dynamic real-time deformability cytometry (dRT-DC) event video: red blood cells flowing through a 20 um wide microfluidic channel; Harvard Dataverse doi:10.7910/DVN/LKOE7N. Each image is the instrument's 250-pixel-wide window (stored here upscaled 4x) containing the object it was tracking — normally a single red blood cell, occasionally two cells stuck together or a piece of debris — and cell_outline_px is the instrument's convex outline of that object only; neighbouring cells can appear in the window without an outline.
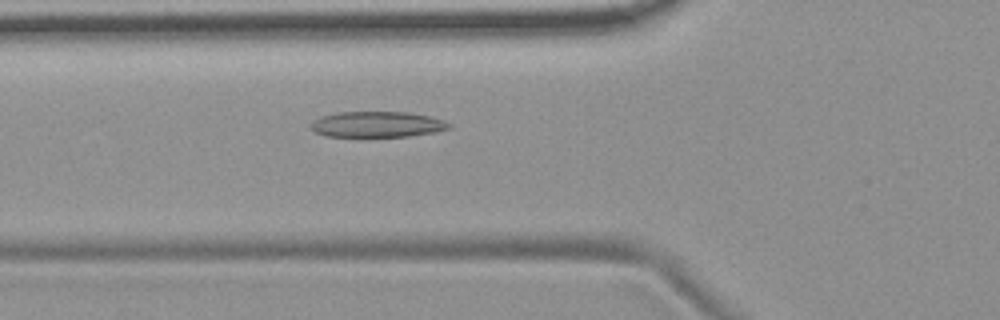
{"species": "common noctule bat (a hibernating species)", "species_latin": "Nyctalus noctula", "temperature_condition": "room temperature", "stored_images_in_passage": 54, "camera_frame_rate_fps": 3000, "um_per_image_px": 0.085, "animal": {"sex": "female", "body_mass_g": 19.9}, "frame": {"image": 1, "passage_image": 19, "time_ms": 6.0, "image_size_px": [1000, 320], "cell_outline_px": [[452, 128], [436, 132], [408, 136], [328, 136], [316, 132], [312, 128], [312, 120], [320, 116], [340, 112], [408, 112], [432, 116], [444, 120], [452, 124]], "centroid_in_image_um": [32.13, 10.56], "position_along_channel_um": 93.7, "area_um2": 20.75}}
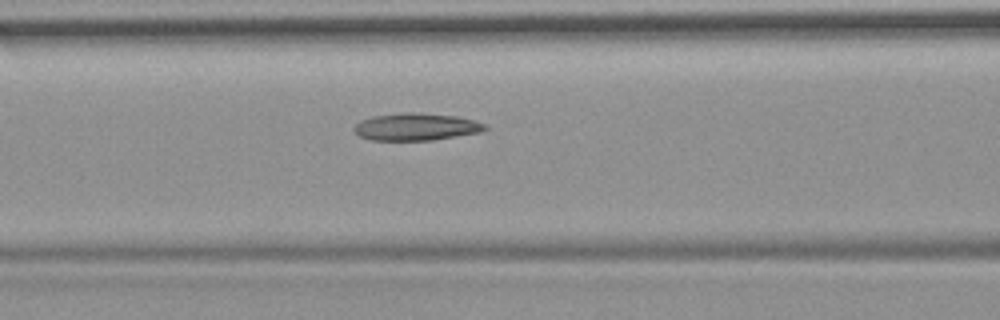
{"frame": {"image": 2, "passage_image": 22, "time_ms": 7.0, "image_size_px": [1000, 320], "cell_outline_px": [[488, 128], [480, 132], [432, 140], [372, 140], [360, 136], [352, 128], [360, 120], [372, 116], [400, 112], [416, 112], [456, 116], [472, 120], [484, 124]], "centroid_in_image_um": [35.33, 10.77], "position_along_channel_um": 131.3, "area_um2": 20.75}}
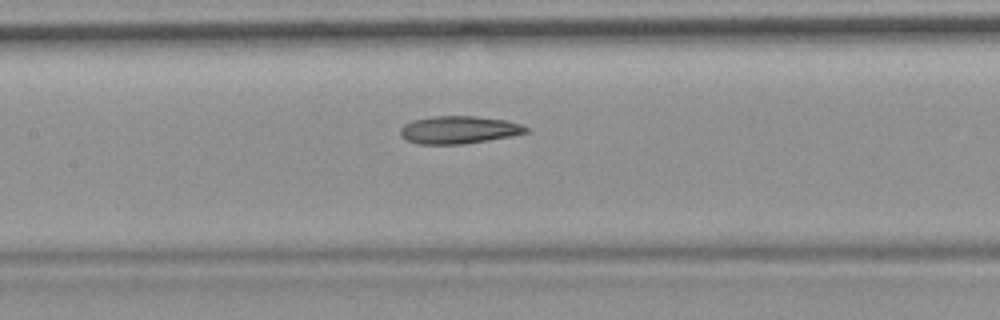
{"frame": {"image": 3, "passage_image": 25, "time_ms": 8.0, "image_size_px": [1000, 320], "cell_outline_px": [[528, 132], [512, 136], [464, 144], [416, 144], [400, 136], [400, 128], [404, 124], [412, 120], [432, 116], [476, 116], [508, 120], [520, 124], [528, 128]], "centroid_in_image_um": [38.99, 11.03], "position_along_channel_um": 168.4, "area_um2": 20.4}, "authors_computed_cell_mechanics": {"area_um2": 21.3282, "velocity_mm_per_s": 3.7161, "shape_relaxation_time_tau1_ms": null, "shape_relaxation_time_tau2_ms": 6.3345, "deformation_change_tau1": null, "deformation_change_tau2": 0.1544}}